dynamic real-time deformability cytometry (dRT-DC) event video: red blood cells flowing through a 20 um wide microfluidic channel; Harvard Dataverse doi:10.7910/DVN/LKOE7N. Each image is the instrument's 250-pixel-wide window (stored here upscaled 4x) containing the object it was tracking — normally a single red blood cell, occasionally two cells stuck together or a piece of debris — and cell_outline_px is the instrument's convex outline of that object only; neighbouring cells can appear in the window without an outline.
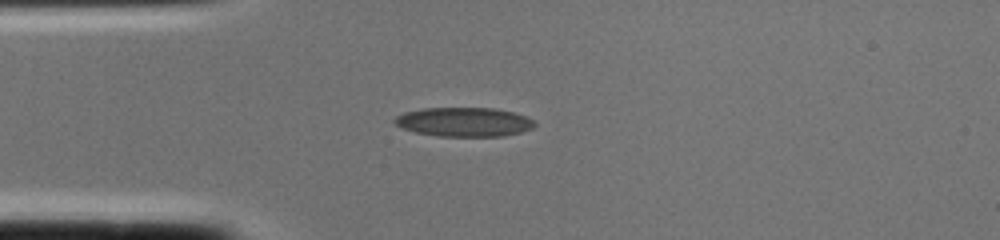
{"species": "common noctule bat (a hibernating species)", "species_latin": "Nyctalus noctula", "temperature_condition": "cold", "stored_images_in_passage": 1, "camera_frame_rate_fps": 3000, "um_per_image_px": 0.085, "animal": {"sex": "female", "body_mass_g": 22.0, "forearm_length_mm": 56.7}, "frame": {"image": 1, "passage_image": 1, "time_ms": 0.0, "image_size_px": [1000, 240], "cell_outline_px": [[536, 124], [532, 128], [520, 132], [504, 136], [436, 136], [416, 132], [404, 128], [396, 124], [392, 120], [396, 116], [404, 112], [424, 108], [492, 108], [512, 112], [524, 116], [532, 120]], "centroid_in_image_um": [39.42, 10.37], "position_along_channel_um": 45.6, "area_um2": 23.58}}